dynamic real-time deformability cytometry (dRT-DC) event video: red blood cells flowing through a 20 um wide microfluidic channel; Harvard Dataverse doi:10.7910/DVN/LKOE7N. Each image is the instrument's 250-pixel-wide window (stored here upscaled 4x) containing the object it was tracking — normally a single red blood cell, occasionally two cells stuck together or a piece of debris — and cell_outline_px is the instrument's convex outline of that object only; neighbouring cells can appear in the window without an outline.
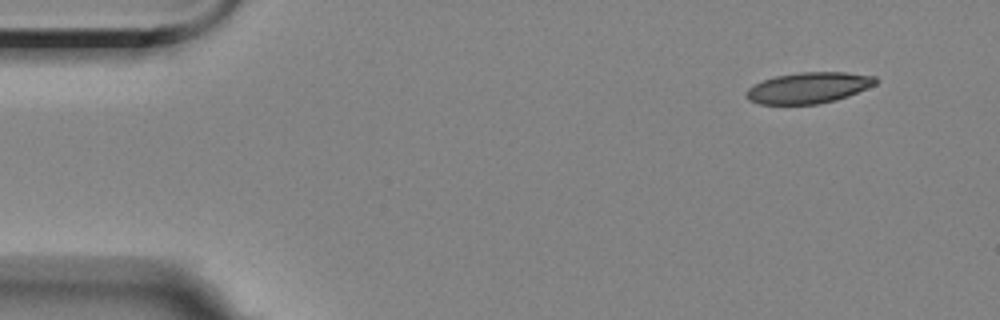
{"species": "Egyptian fruit bat (a non-hibernating species)", "species_latin": "Rousettus aegyptiacus", "temperature_condition": "room temperature", "stored_images_in_passage": 5, "camera_frame_rate_fps": 3000, "um_per_image_px": 0.085, "animal": {"sex": "female"}, "frame": {"image": 1, "passage_image": 1, "time_ms": 0.0, "image_size_px": [1000, 320], "cell_outline_px": [[880, 80], [876, 84], [848, 96], [836, 100], [816, 104], [760, 104], [748, 100], [744, 96], [744, 92], [748, 88], [764, 80], [776, 76], [800, 72], [844, 72], [876, 76]], "centroid_in_image_um": [68.73, 7.46], "position_along_channel_um": 16.3, "area_um2": 23.41}}
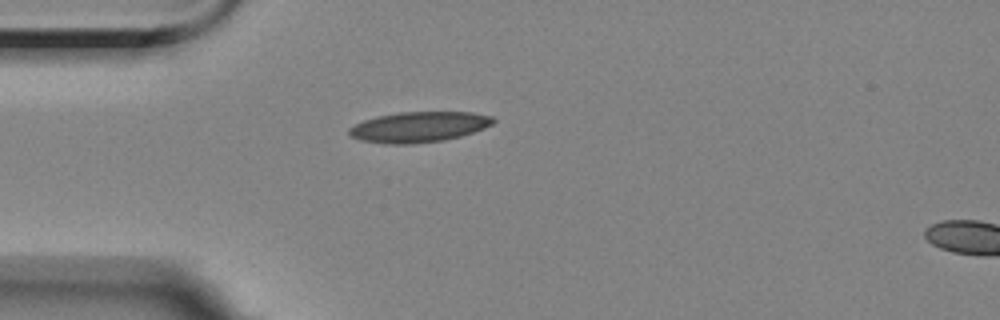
{"frame": {"image": 2, "passage_image": 4, "time_ms": 3.333, "image_size_px": [1000, 320], "cell_outline_px": [[496, 120], [492, 124], [484, 128], [460, 136], [444, 140], [412, 144], [384, 144], [360, 140], [352, 136], [348, 132], [348, 128], [364, 120], [380, 116], [400, 112], [472, 112], [492, 116]], "centroid_in_image_um": [35.61, 10.79], "position_along_channel_um": 49.4, "area_um2": 25.49}}